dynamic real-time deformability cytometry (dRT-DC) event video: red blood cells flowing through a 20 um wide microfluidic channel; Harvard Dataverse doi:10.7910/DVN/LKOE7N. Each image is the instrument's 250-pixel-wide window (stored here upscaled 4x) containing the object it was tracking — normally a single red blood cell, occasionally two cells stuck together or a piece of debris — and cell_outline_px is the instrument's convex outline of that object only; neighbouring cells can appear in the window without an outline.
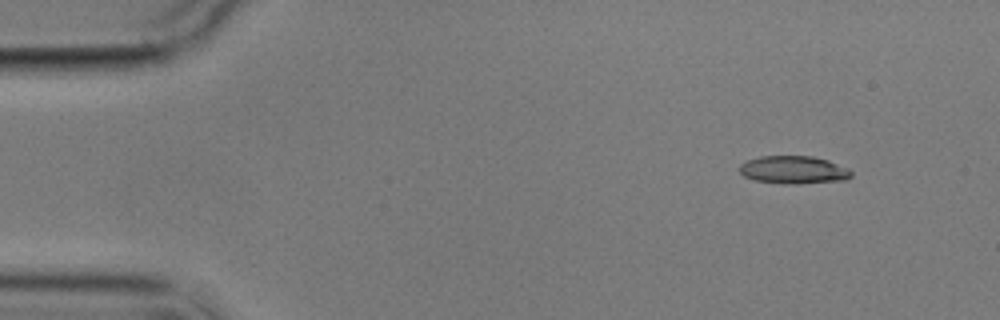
{"species": "common noctule bat (a hibernating species)", "species_latin": "Nyctalus noctula", "temperature_condition": "cold", "stored_images_in_passage": 3, "camera_frame_rate_fps": 3000, "um_per_image_px": 0.085, "animal": {"sex": "male", "body_mass_g": 17.9}, "frame": {"image": 1, "passage_image": 1, "time_ms": 0.0, "image_size_px": [1000, 320], "cell_outline_px": [[852, 176], [848, 180], [796, 184], [784, 184], [752, 180], [744, 176], [740, 172], [740, 164], [748, 160], [760, 156], [812, 156], [828, 160], [848, 168], [852, 172]], "centroid_in_image_um": [67.47, 14.45], "position_along_channel_um": 17.5, "area_um2": 18.32}}
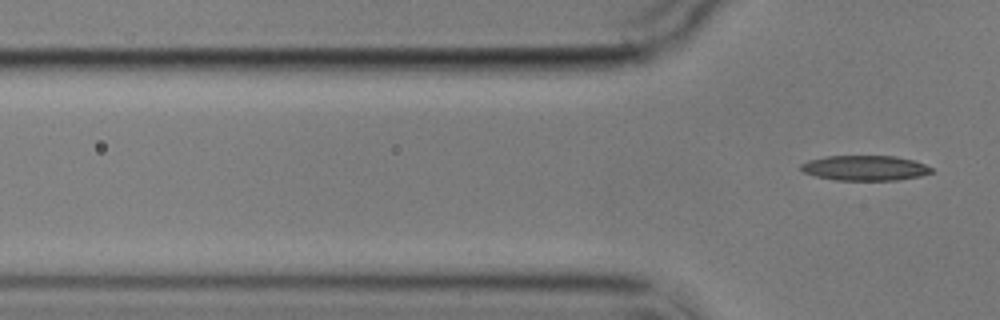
{"frame": {"image": 2, "passage_image": 3, "time_ms": 3.333, "image_size_px": [1000, 320], "cell_outline_px": [[932, 172], [920, 176], [896, 180], [836, 180], [816, 176], [804, 172], [800, 168], [800, 164], [808, 160], [824, 156], [896, 156], [912, 160], [924, 164], [932, 168]], "centroid_in_image_um": [73.49, 14.27], "position_along_channel_um": 52.3, "area_um2": 19.02}}